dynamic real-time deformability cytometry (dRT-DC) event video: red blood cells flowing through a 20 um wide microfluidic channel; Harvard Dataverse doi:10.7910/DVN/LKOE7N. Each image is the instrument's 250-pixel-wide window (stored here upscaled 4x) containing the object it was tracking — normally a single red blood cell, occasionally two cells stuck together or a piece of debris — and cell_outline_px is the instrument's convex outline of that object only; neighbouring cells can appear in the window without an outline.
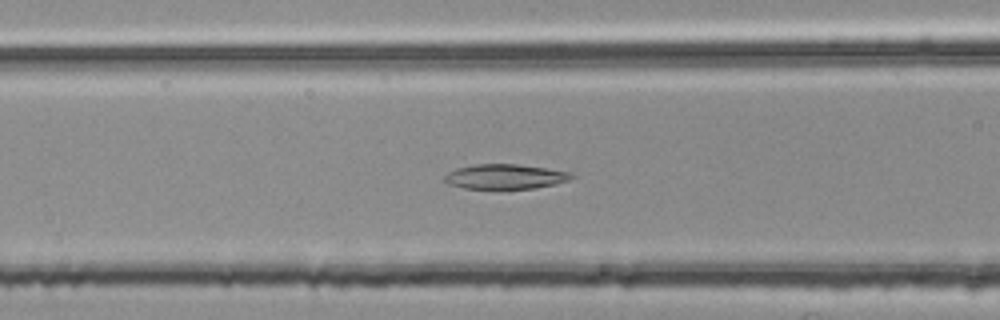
{"species": "common noctule bat (a hibernating species)", "species_latin": "Nyctalus noctula", "temperature_condition": "room temperature", "stored_images_in_passage": 39, "camera_frame_rate_fps": 3000, "um_per_image_px": 0.085, "animal": {"sex": "female", "body_mass_g": 25.1}, "frame": {"image": 1, "passage_image": 8, "time_ms": 2.333, "image_size_px": [1000, 320], "cell_outline_px": [[576, 176], [568, 180], [556, 184], [536, 188], [464, 188], [448, 184], [440, 180], [448, 172], [456, 168], [472, 164], [516, 164], [544, 168], [568, 172]], "centroid_in_image_um": [42.87, 15.01], "position_along_channel_um": 123.7, "area_um2": 18.32}}
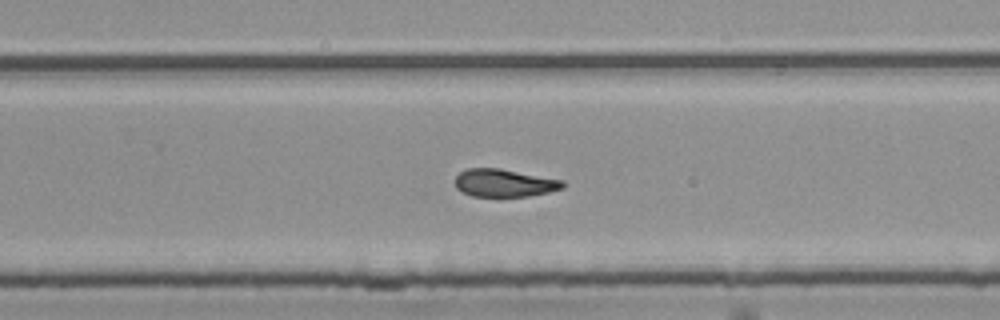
{"frame": {"image": 2, "passage_image": 21, "time_ms": 6.667, "image_size_px": [1000, 320], "cell_outline_px": [[568, 184], [564, 188], [548, 192], [528, 196], [472, 196], [456, 188], [456, 176], [460, 172], [468, 168], [500, 168], [564, 180]], "centroid_in_image_um": [42.92, 15.54], "position_along_channel_um": 286.9, "area_um2": 17.46}}
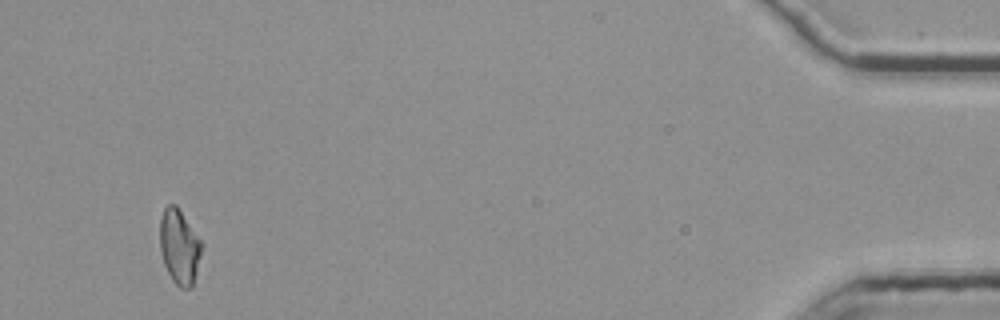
{"frame": {"image": 3, "passage_image": 38, "time_ms": 12.333, "image_size_px": [1000, 320], "cell_outline_px": [[204, 244], [192, 288], [180, 288], [172, 280], [164, 264], [160, 252], [160, 220], [164, 208], [168, 204], [176, 204]], "centroid_in_image_um": [15.26, 20.97], "position_along_channel_um": 419.9, "area_um2": 18.38}, "authors_computed_cell_mechanics": {"area_um2": 18.3226, "velocity_mm_per_s": 3.7819, "shape_relaxation_time_tau1_ms": null, "shape_relaxation_time_tau2_ms": 4.9031, "deformation_change_tau1": null, "deformation_change_tau2": 0.1233}}